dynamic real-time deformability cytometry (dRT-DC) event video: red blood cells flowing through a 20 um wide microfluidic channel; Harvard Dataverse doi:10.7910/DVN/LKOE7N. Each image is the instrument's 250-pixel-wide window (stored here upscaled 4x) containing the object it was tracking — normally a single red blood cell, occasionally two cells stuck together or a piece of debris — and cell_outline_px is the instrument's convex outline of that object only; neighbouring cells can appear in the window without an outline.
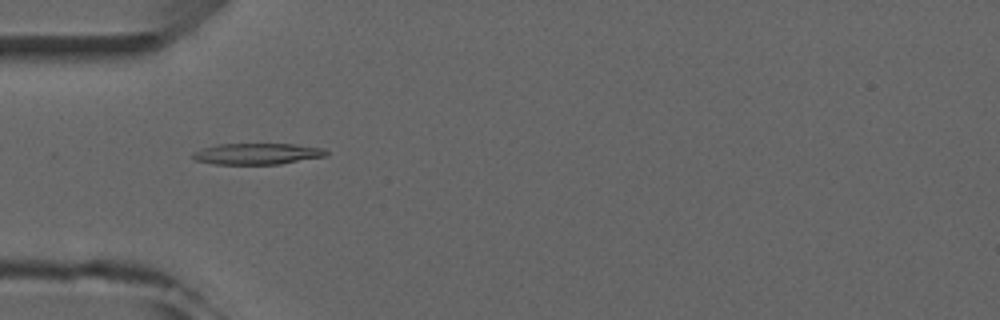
{"species": "common noctule bat (a hibernating species)", "species_latin": "Nyctalus noctula", "temperature_condition": "room temperature", "stored_images_in_passage": 6, "camera_frame_rate_fps": 3000, "um_per_image_px": 0.085, "animal": {"sex": "male", "forearm_length_mm": 52.5}, "frame": {"image": 1, "passage_image": 5, "time_ms": 4.667, "image_size_px": [1000, 320], "cell_outline_px": [[328, 156], [280, 164], [212, 164], [196, 160], [192, 156], [192, 152], [216, 144], [292, 144], [324, 148], [328, 152]], "centroid_in_image_um": [21.89, 13.07], "position_along_channel_um": 63.1, "area_um2": 16.53}}
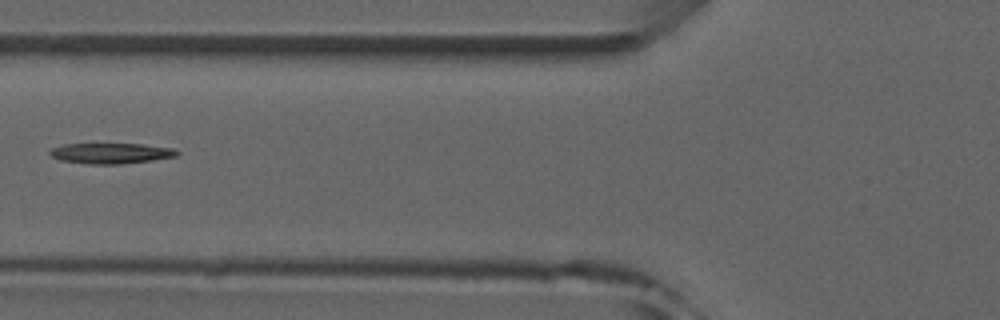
{"frame": {"image": 2, "passage_image": 6, "time_ms": 6.0, "image_size_px": [1000, 320], "cell_outline_px": [[180, 152], [176, 156], [152, 160], [116, 164], [88, 164], [60, 160], [52, 156], [48, 152], [52, 148], [64, 144], [144, 144], [172, 148]], "centroid_in_image_um": [9.42, 13.02], "position_along_channel_um": 116.4, "area_um2": 15.09}}